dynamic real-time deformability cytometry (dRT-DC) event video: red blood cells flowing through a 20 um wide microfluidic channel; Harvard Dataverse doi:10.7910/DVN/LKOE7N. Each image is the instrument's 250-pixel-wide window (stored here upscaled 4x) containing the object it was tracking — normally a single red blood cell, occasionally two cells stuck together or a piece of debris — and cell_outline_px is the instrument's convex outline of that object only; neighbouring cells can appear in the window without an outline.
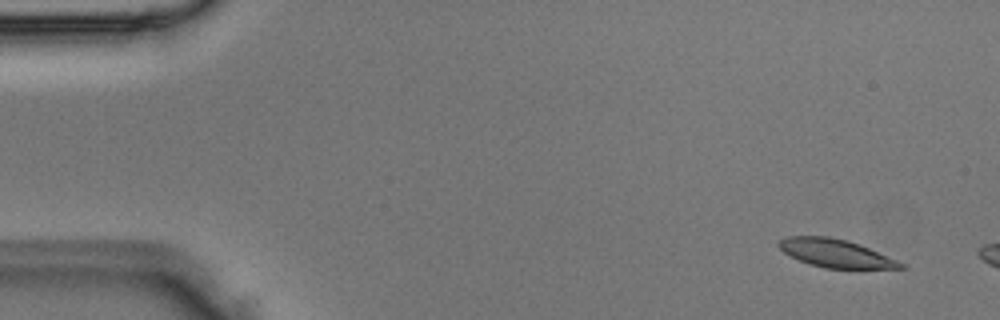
{"species": "Egyptian fruit bat (a non-hibernating species)", "species_latin": "Rousettus aegyptiacus", "temperature_condition": "room temperature", "stored_images_in_passage": 4, "camera_frame_rate_fps": 3000, "um_per_image_px": 0.085, "animal": {"sex": "male"}, "frame": {"image": 1, "passage_image": 2, "time_ms": 0.333, "image_size_px": [1000, 320], "cell_outline_px": [[908, 268], [824, 268], [808, 264], [784, 252], [776, 244], [780, 240], [788, 236], [828, 236], [848, 240], [860, 244], [896, 260], [904, 264]], "centroid_in_image_um": [71.01, 21.52], "position_along_channel_um": 14.0, "area_um2": 19.77}}